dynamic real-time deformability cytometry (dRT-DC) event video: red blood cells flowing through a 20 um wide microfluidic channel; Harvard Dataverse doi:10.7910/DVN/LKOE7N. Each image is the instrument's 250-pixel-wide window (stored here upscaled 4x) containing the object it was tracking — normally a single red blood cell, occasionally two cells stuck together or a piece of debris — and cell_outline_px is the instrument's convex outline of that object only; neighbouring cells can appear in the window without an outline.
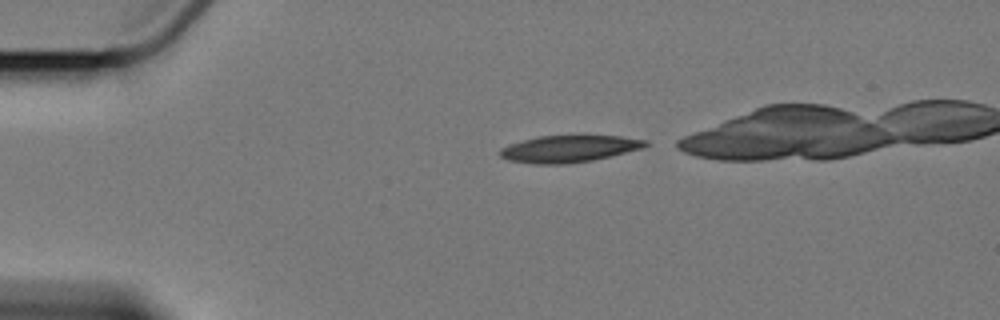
{"species": "Egyptian fruit bat (a non-hibernating species)", "species_latin": "Rousettus aegyptiacus", "temperature_condition": "cold", "stored_images_in_passage": 2, "camera_frame_rate_fps": 3000, "um_per_image_px": 0.085, "animal": {"sex": "female"}, "frame": {"image": 1, "passage_image": 1, "time_ms": 0.0, "image_size_px": [1000, 320], "cell_outline_px": [[652, 144], [644, 148], [592, 160], [560, 164], [536, 164], [508, 160], [500, 156], [496, 152], [500, 148], [508, 144], [536, 136], [620, 136], [648, 140]], "centroid_in_image_um": [48.35, 12.64], "position_along_channel_um": 36.6, "area_um2": 22.89}}